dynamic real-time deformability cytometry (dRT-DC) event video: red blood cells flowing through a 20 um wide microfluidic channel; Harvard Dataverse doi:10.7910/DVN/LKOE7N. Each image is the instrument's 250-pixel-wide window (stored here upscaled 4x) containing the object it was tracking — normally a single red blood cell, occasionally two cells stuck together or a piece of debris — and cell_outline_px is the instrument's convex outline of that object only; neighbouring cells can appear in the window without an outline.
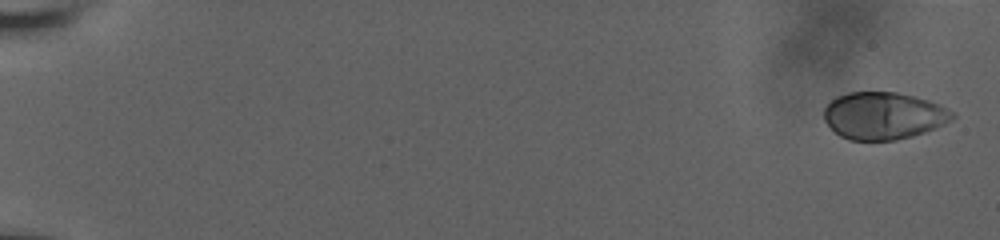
{"species": "human", "species_latin": "Homo sapiens", "temperature_condition": "room temperature", "stored_images_in_passage": 25, "camera_frame_rate_fps": 3000, "um_per_image_px": 0.085, "donor": {"sex": "male"}, "frame": {"image": 1, "passage_image": 1, "time_ms": 0.0, "image_size_px": [1000, 240], "cell_outline_px": [[956, 116], [952, 120], [944, 124], [924, 132], [912, 136], [896, 140], [848, 140], [840, 136], [824, 120], [824, 108], [836, 96], [848, 92], [896, 92], [916, 96], [940, 104], [956, 112]], "centroid_in_image_um": [75.13, 9.83], "position_along_channel_um": 9.9, "area_um2": 35.55}}